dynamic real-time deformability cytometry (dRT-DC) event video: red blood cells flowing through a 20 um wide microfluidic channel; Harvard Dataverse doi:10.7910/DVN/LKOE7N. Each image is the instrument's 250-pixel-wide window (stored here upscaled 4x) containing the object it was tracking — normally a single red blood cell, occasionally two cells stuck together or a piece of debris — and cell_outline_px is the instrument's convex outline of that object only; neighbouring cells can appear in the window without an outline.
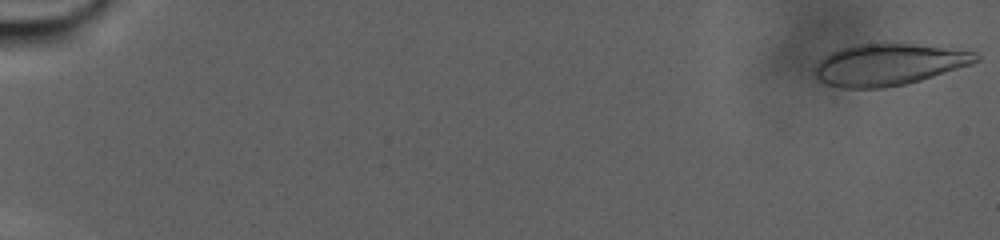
{"species": "human", "species_latin": "Homo sapiens", "temperature_condition": "warm", "stored_images_in_passage": 76, "camera_frame_rate_fps": 3000, "um_per_image_px": 0.085, "donor": {"sex": "male"}, "frame": {"image": 1, "passage_image": 1, "time_ms": 0.0, "image_size_px": [1000, 240], "cell_outline_px": [[980, 60], [972, 64], [920, 80], [904, 84], [884, 88], [840, 88], [828, 84], [820, 80], [816, 76], [816, 64], [824, 56], [840, 48], [856, 44], [916, 44], [976, 52], [980, 56]], "centroid_in_image_um": [75.54, 5.49], "position_along_channel_um": 9.5, "area_um2": 38.73}}
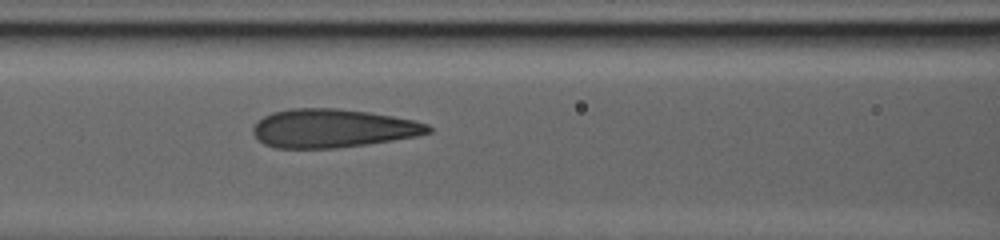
{"frame": {"image": 2, "passage_image": 48, "time_ms": 15.667, "image_size_px": [1000, 240], "cell_outline_px": [[432, 132], [416, 136], [368, 144], [336, 148], [276, 148], [264, 144], [252, 132], [252, 128], [264, 116], [272, 112], [288, 108], [336, 108], [368, 112], [392, 116], [412, 120], [428, 124], [432, 128]], "centroid_in_image_um": [28.27, 10.9], "position_along_channel_um": 138.3, "area_um2": 39.25}}
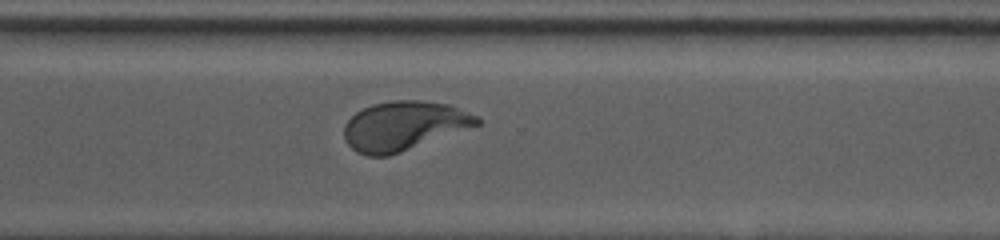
{"frame": {"image": 3, "passage_image": 76, "time_ms": 25.0, "image_size_px": [1000, 240], "cell_outline_px": [[480, 124], [400, 152], [388, 156], [368, 156], [356, 152], [348, 144], [344, 136], [344, 124], [356, 112], [372, 104], [392, 100], [420, 100], [448, 104], [480, 116]], "centroid_in_image_um": [34.31, 10.68], "position_along_channel_um": 336.3, "area_um2": 37.86}}